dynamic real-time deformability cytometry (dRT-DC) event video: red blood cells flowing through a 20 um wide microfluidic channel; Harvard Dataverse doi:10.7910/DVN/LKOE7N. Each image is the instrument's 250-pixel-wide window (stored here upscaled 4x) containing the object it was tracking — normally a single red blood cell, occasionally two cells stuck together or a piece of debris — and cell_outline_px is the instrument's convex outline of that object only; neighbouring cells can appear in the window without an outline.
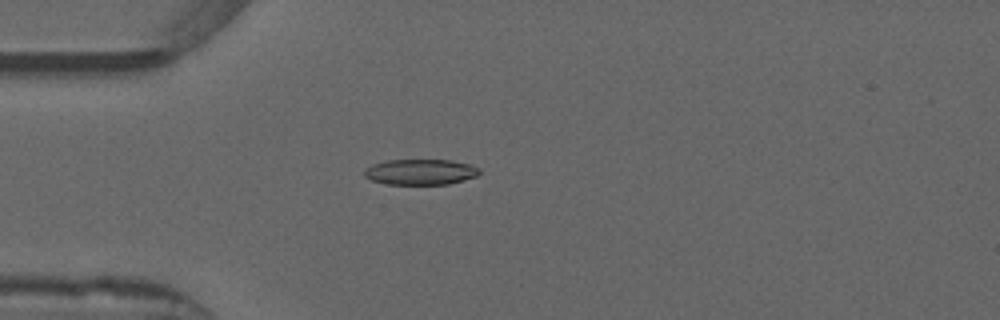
{"species": "common noctule bat (a hibernating species)", "species_latin": "Nyctalus noctula", "temperature_condition": "warm", "stored_images_in_passage": 39, "camera_frame_rate_fps": 3000, "um_per_image_px": 0.085, "animal": {"sex": "male", "forearm_length_mm": 52.5}, "frame": {"image": 1, "passage_image": 1, "time_ms": 0.0, "image_size_px": [1000, 320], "cell_outline_px": [[480, 172], [476, 176], [448, 184], [388, 184], [372, 180], [364, 176], [364, 168], [372, 164], [388, 160], [452, 160], [472, 164], [480, 168]], "centroid_in_image_um": [35.74, 14.6], "position_along_channel_um": 49.3, "area_um2": 17.22}}
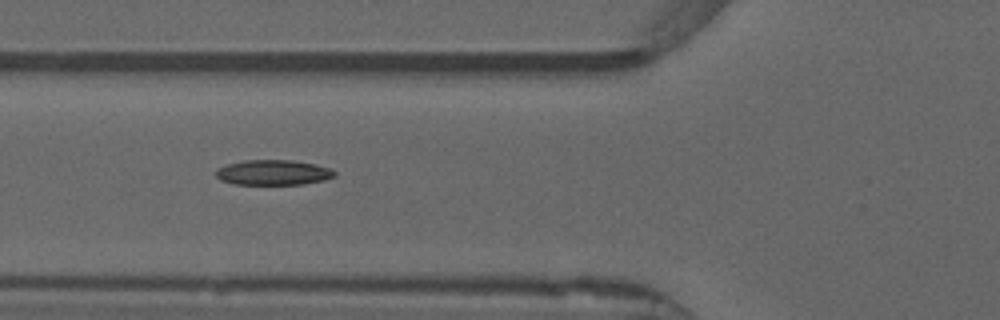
{"frame": {"image": 2, "passage_image": 6, "time_ms": 1.667, "image_size_px": [1000, 320], "cell_outline_px": [[336, 176], [324, 180], [304, 184], [232, 184], [220, 180], [216, 176], [216, 168], [228, 164], [244, 160], [292, 160], [316, 164], [328, 168], [336, 172]], "centroid_in_image_um": [23.21, 14.66], "position_along_channel_um": 102.6, "area_um2": 17.46}}
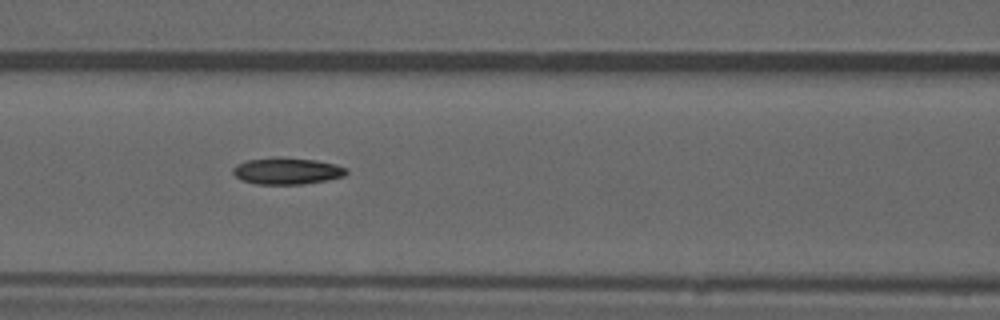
{"frame": {"image": 3, "passage_image": 9, "time_ms": 2.667, "image_size_px": [1000, 320], "cell_outline_px": [[348, 172], [344, 176], [328, 180], [304, 184], [256, 184], [244, 180], [236, 176], [232, 172], [232, 168], [236, 164], [248, 160], [276, 156], [316, 160], [336, 164], [348, 168]], "centroid_in_image_um": [24.42, 14.52], "position_along_channel_um": 142.2, "area_um2": 17.8}}